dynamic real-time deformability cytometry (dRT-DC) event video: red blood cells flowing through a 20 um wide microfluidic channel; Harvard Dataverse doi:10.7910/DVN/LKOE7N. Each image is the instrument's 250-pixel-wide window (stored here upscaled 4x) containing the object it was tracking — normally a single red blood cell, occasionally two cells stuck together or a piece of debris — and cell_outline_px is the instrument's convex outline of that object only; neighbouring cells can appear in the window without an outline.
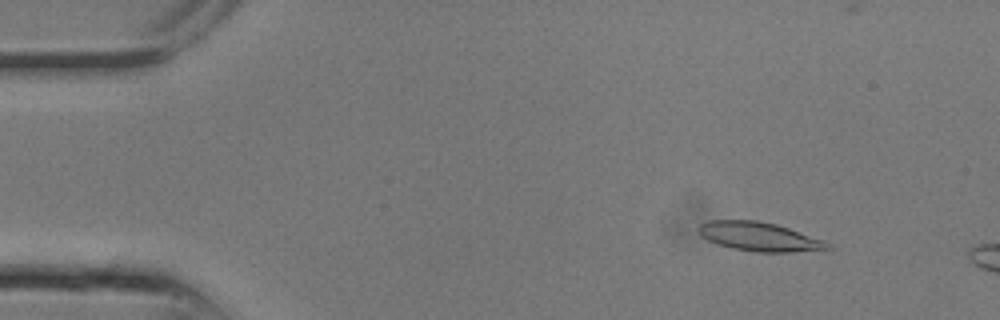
{"species": "common noctule bat (a hibernating species)", "species_latin": "Nyctalus noctula", "temperature_condition": "room temperature", "stored_images_in_passage": 6, "camera_frame_rate_fps": 3000, "um_per_image_px": 0.085, "animal": {"sex": "male", "body_mass_g": 13.3}, "frame": {"image": 1, "passage_image": 3, "time_ms": 0.667, "image_size_px": [1000, 320], "cell_outline_px": [[832, 248], [792, 252], [756, 252], [732, 248], [716, 244], [708, 240], [700, 232], [700, 224], [708, 220], [756, 220], [776, 224], [824, 240], [832, 244]], "centroid_in_image_um": [64.56, 20.12], "position_along_channel_um": 20.4, "area_um2": 21.56}}